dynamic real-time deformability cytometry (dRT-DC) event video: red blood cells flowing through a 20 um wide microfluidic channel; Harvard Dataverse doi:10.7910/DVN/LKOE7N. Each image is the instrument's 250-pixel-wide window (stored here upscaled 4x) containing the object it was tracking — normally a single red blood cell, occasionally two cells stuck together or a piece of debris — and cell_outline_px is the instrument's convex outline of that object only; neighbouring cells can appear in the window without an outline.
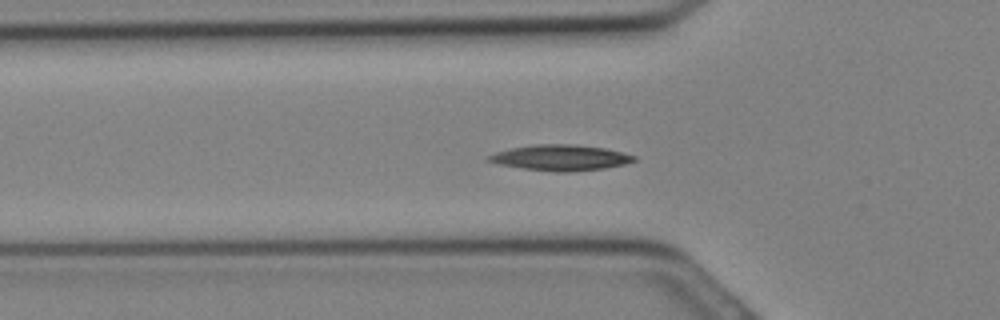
{"species": "Egyptian fruit bat (a non-hibernating species)", "species_latin": "Rousettus aegyptiacus", "temperature_condition": "cold", "stored_images_in_passage": 5, "camera_frame_rate_fps": 3000, "um_per_image_px": 0.085, "animal": {"sex": "female"}, "frame": {"image": 1, "passage_image": 4, "time_ms": 1.0, "image_size_px": [1000, 320], "cell_outline_px": [[636, 160], [624, 164], [604, 168], [572, 172], [556, 172], [524, 168], [500, 164], [484, 160], [484, 156], [496, 152], [512, 148], [536, 144], [576, 144], [604, 148], [636, 156]], "centroid_in_image_um": [47.61, 13.4], "position_along_channel_um": 78.2, "area_um2": 21.73}}